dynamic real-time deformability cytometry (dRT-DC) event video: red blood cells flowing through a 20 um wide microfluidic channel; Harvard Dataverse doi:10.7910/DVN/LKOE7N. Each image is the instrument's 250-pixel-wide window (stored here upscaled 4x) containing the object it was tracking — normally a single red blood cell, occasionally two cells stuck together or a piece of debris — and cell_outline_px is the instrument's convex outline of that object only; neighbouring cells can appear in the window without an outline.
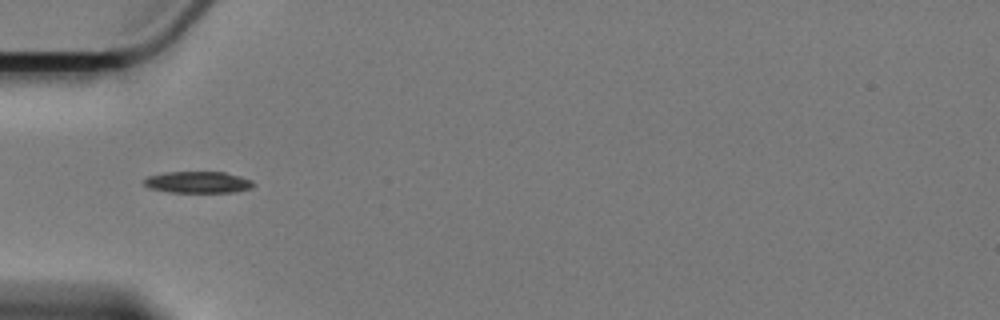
{"species": "Egyptian fruit bat (a non-hibernating species)", "species_latin": "Rousettus aegyptiacus", "temperature_condition": "cold", "stored_images_in_passage": 6, "camera_frame_rate_fps": 3000, "um_per_image_px": 0.085, "animal": {"sex": "female"}, "frame": {"image": 1, "passage_image": 3, "time_ms": 3.333, "image_size_px": [1000, 320], "cell_outline_px": [[256, 184], [252, 188], [232, 192], [172, 192], [152, 188], [144, 184], [144, 180], [148, 176], [164, 172], [224, 172], [240, 176], [252, 180]], "centroid_in_image_um": [16.87, 15.48], "position_along_channel_um": 68.1, "area_um2": 13.64}}
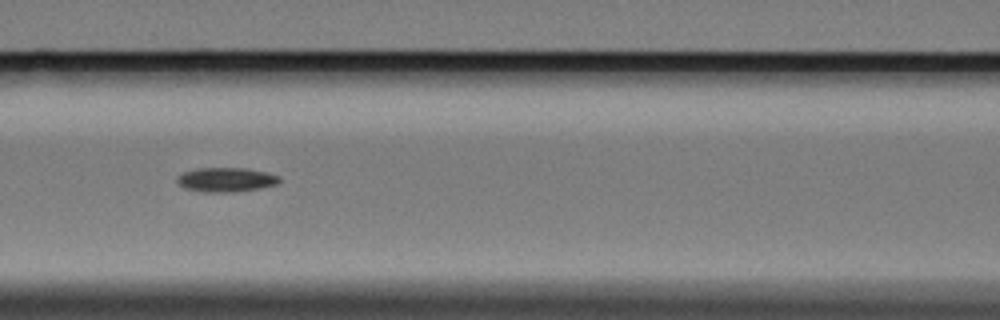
{"frame": {"image": 2, "passage_image": 5, "time_ms": 5.667, "image_size_px": [1000, 320], "cell_outline_px": [[280, 180], [276, 184], [260, 188], [236, 192], [200, 192], [184, 188], [176, 180], [176, 176], [184, 172], [196, 168], [248, 168], [268, 172], [280, 176]], "centroid_in_image_um": [19.21, 15.27], "position_along_channel_um": 147.4, "area_um2": 14.68}}
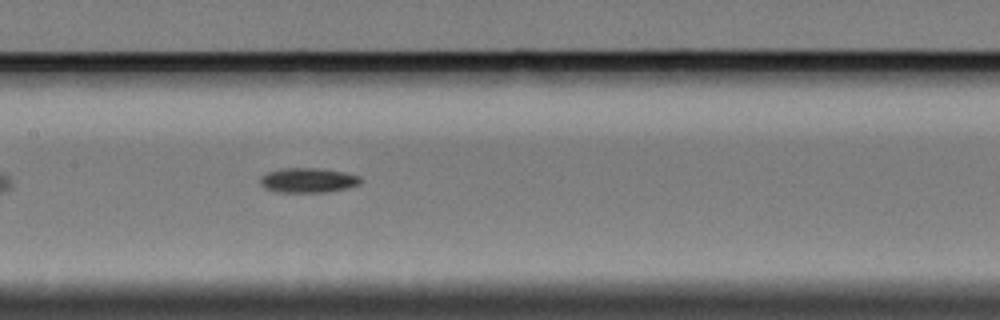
{"frame": {"image": 3, "passage_image": 6, "time_ms": 6.667, "image_size_px": [1000, 320], "cell_outline_px": [[360, 184], [344, 188], [324, 192], [280, 192], [264, 188], [260, 184], [260, 180], [268, 172], [280, 168], [316, 168], [344, 172], [360, 176]], "centroid_in_image_um": [26.16, 15.32], "position_along_channel_um": 181.2, "area_um2": 14.22}}